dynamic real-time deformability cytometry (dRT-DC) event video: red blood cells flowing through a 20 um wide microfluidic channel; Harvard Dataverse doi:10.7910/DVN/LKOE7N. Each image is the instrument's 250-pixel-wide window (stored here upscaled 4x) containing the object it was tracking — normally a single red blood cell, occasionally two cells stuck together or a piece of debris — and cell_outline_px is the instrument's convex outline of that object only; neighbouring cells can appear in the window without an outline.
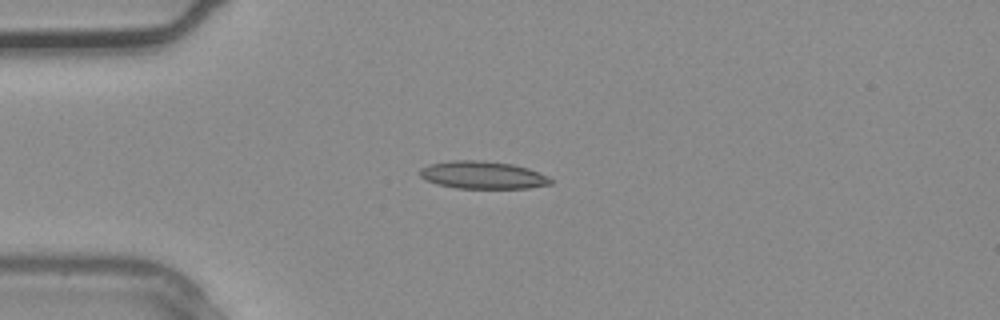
{"species": "common noctule bat (a hibernating species)", "species_latin": "Nyctalus noctula", "temperature_condition": "warm", "stored_images_in_passage": 2, "camera_frame_rate_fps": 3000, "um_per_image_px": 0.085, "animal": {"sex": "male", "body_mass_g": 20.4}, "frame": {"image": 1, "passage_image": 2, "time_ms": 0.333, "image_size_px": [1000, 320], "cell_outline_px": [[552, 184], [528, 188], [456, 188], [436, 184], [424, 180], [420, 176], [420, 168], [428, 164], [452, 160], [476, 160], [512, 164], [528, 168], [548, 176], [552, 180]], "centroid_in_image_um": [41.0, 14.88], "position_along_channel_um": 44.0, "area_um2": 21.1}}